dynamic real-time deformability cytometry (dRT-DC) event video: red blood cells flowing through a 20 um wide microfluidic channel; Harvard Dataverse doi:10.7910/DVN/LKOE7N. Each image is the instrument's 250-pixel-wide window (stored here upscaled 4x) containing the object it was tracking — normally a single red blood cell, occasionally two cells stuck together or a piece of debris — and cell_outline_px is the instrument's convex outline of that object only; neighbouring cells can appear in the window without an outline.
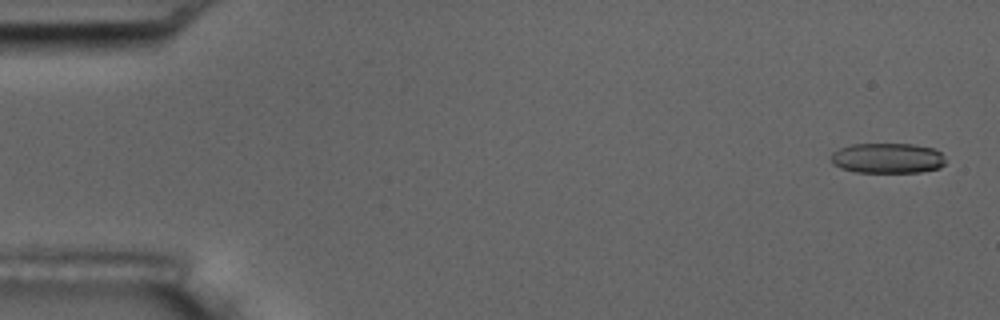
{"species": "common noctule bat (a hibernating species)", "species_latin": "Nyctalus noctula", "temperature_condition": "room temperature", "stored_images_in_passage": 4, "camera_frame_rate_fps": 3000, "um_per_image_px": 0.085, "animal": {"sex": "male", "body_mass_g": 17.5, "forearm_length_mm": 52.3}, "frame": {"image": 1, "passage_image": 1, "time_ms": 0.0, "image_size_px": [1000, 320], "cell_outline_px": [[944, 164], [940, 168], [920, 172], [856, 172], [840, 168], [832, 164], [832, 152], [840, 148], [852, 144], [912, 144], [932, 148], [940, 152], [944, 156]], "centroid_in_image_um": [75.43, 13.45], "position_along_channel_um": 9.6, "area_um2": 20.17}}
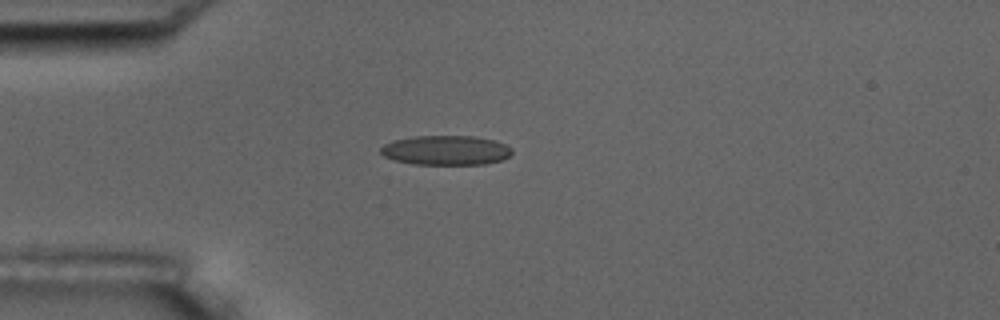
{"frame": {"image": 2, "passage_image": 4, "time_ms": 4.333, "image_size_px": [1000, 320], "cell_outline_px": [[512, 152], [504, 160], [484, 164], [412, 164], [392, 160], [384, 156], [380, 152], [380, 148], [384, 144], [392, 140], [412, 136], [472, 136], [496, 140], [512, 148]], "centroid_in_image_um": [37.88, 12.77], "position_along_channel_um": 47.1, "area_um2": 22.83}}